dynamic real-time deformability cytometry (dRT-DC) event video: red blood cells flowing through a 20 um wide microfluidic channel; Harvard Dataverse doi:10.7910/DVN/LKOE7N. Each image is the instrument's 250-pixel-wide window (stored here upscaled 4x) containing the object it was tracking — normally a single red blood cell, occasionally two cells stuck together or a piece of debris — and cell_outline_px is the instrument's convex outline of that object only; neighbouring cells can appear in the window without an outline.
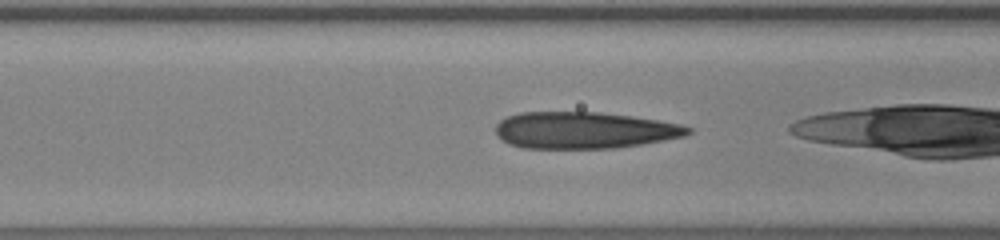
{"species": "human", "species_latin": "Homo sapiens", "temperature_condition": "warm", "stored_images_in_passage": 34, "camera_frame_rate_fps": 3000, "um_per_image_px": 0.085, "donor": {"sex": "male"}, "frame": {"image": 1, "passage_image": 3, "time_ms": 0.667, "image_size_px": [1000, 240], "cell_outline_px": [[692, 132], [684, 136], [664, 140], [616, 148], [524, 148], [508, 144], [496, 136], [496, 124], [500, 120], [508, 116], [520, 112], [600, 112], [632, 116], [680, 124], [692, 128]], "centroid_in_image_um": [49.62, 11.07], "position_along_channel_um": 117.0, "area_um2": 41.15}}
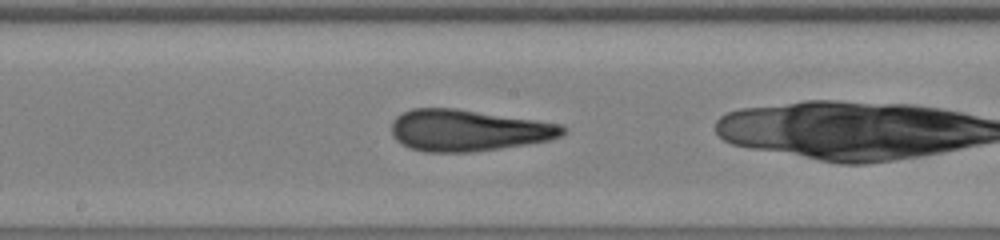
{"frame": {"image": 2, "passage_image": 10, "time_ms": 3.0, "image_size_px": [1000, 240], "cell_outline_px": [[568, 132], [560, 136], [548, 140], [500, 148], [472, 152], [424, 152], [408, 148], [400, 144], [392, 136], [392, 120], [396, 116], [412, 108], [456, 108], [560, 124], [568, 128]], "centroid_in_image_um": [39.75, 11.08], "position_along_channel_um": 208.5, "area_um2": 41.44}}
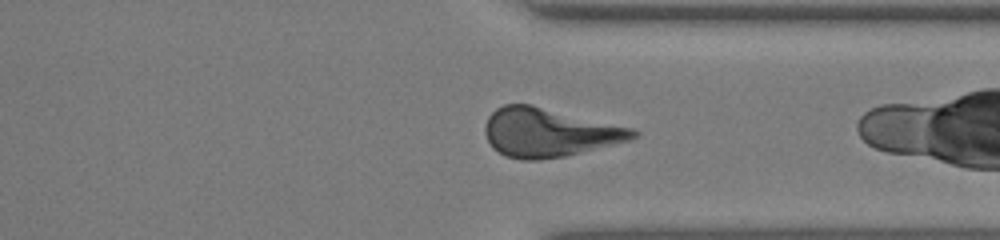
{"frame": {"image": 3, "passage_image": 22, "time_ms": 7.0, "image_size_px": [1000, 240], "cell_outline_px": [[640, 136], [632, 140], [564, 156], [540, 160], [524, 160], [504, 156], [492, 148], [484, 132], [484, 128], [488, 116], [496, 108], [504, 104], [532, 104], [636, 128], [640, 132]], "centroid_in_image_um": [46.7, 11.25], "position_along_channel_um": 364.7, "area_um2": 42.6}, "authors_computed_cell_mechanics": {"area_um2": 41.6738, "velocity_mm_per_s": 3.9192, "shape_relaxation_time_tau1_ms": 6.9496, "shape_relaxation_time_tau2_ms": 1.1649, "deformation_change_tau1": 0.2105, "deformation_change_tau2": 0.076}}